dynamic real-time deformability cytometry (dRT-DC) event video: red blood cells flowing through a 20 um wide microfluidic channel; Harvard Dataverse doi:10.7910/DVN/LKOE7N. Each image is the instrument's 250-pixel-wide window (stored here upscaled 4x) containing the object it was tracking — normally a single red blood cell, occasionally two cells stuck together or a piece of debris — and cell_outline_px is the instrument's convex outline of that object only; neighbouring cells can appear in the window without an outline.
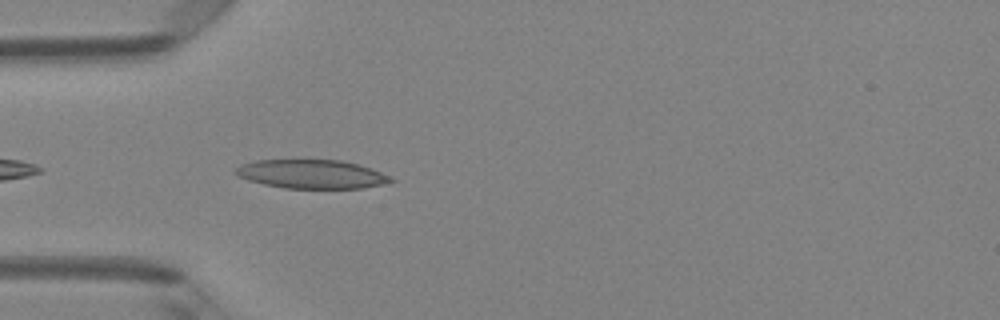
{"species": "Egyptian fruit bat (a non-hibernating species)", "species_latin": "Rousettus aegyptiacus", "temperature_condition": "room temperature", "stored_images_in_passage": 11, "camera_frame_rate_fps": 3000, "um_per_image_px": 0.085, "animal": {"sex": "female"}, "frame": {"image": 1, "passage_image": 2, "time_ms": 0.333, "image_size_px": [1000, 320], "cell_outline_px": [[396, 180], [364, 188], [284, 188], [264, 184], [248, 180], [236, 176], [232, 172], [240, 164], [256, 160], [340, 160], [360, 164], [372, 168], [392, 176]], "centroid_in_image_um": [26.48, 14.79], "position_along_channel_um": 58.5, "area_um2": 26.24}}